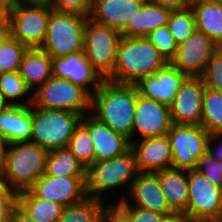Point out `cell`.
Instances as JSON below:
<instances>
[{"label":"cell","instance_id":"ab89813d","mask_svg":"<svg viewBox=\"0 0 222 222\" xmlns=\"http://www.w3.org/2000/svg\"><path fill=\"white\" fill-rule=\"evenodd\" d=\"M18 193L0 183V222H10L13 208L17 205Z\"/></svg>","mask_w":222,"mask_h":222},{"label":"cell","instance_id":"9a60e30c","mask_svg":"<svg viewBox=\"0 0 222 222\" xmlns=\"http://www.w3.org/2000/svg\"><path fill=\"white\" fill-rule=\"evenodd\" d=\"M205 85L200 77H187L170 106L173 124L199 125Z\"/></svg>","mask_w":222,"mask_h":222},{"label":"cell","instance_id":"5bb4252c","mask_svg":"<svg viewBox=\"0 0 222 222\" xmlns=\"http://www.w3.org/2000/svg\"><path fill=\"white\" fill-rule=\"evenodd\" d=\"M37 197L63 206L76 204L84 200L86 176L53 177L43 174L29 188Z\"/></svg>","mask_w":222,"mask_h":222},{"label":"cell","instance_id":"52a82bcc","mask_svg":"<svg viewBox=\"0 0 222 222\" xmlns=\"http://www.w3.org/2000/svg\"><path fill=\"white\" fill-rule=\"evenodd\" d=\"M92 95L68 79L52 76L35 92L33 106L45 110H69L85 115L91 112Z\"/></svg>","mask_w":222,"mask_h":222},{"label":"cell","instance_id":"6da1fadb","mask_svg":"<svg viewBox=\"0 0 222 222\" xmlns=\"http://www.w3.org/2000/svg\"><path fill=\"white\" fill-rule=\"evenodd\" d=\"M137 88L104 79L92 94L91 113L112 130L132 141Z\"/></svg>","mask_w":222,"mask_h":222},{"label":"cell","instance_id":"f5cc1de1","mask_svg":"<svg viewBox=\"0 0 222 222\" xmlns=\"http://www.w3.org/2000/svg\"><path fill=\"white\" fill-rule=\"evenodd\" d=\"M8 20V12L0 6V24Z\"/></svg>","mask_w":222,"mask_h":222},{"label":"cell","instance_id":"ffe728a7","mask_svg":"<svg viewBox=\"0 0 222 222\" xmlns=\"http://www.w3.org/2000/svg\"><path fill=\"white\" fill-rule=\"evenodd\" d=\"M139 173H156L172 167V151L167 135L131 141Z\"/></svg>","mask_w":222,"mask_h":222},{"label":"cell","instance_id":"f546056e","mask_svg":"<svg viewBox=\"0 0 222 222\" xmlns=\"http://www.w3.org/2000/svg\"><path fill=\"white\" fill-rule=\"evenodd\" d=\"M108 204L86 197L79 203L66 206L58 222H102V215Z\"/></svg>","mask_w":222,"mask_h":222},{"label":"cell","instance_id":"f1b7e54d","mask_svg":"<svg viewBox=\"0 0 222 222\" xmlns=\"http://www.w3.org/2000/svg\"><path fill=\"white\" fill-rule=\"evenodd\" d=\"M0 92L10 105L31 106L33 92L19 71L0 74Z\"/></svg>","mask_w":222,"mask_h":222},{"label":"cell","instance_id":"9c48e42d","mask_svg":"<svg viewBox=\"0 0 222 222\" xmlns=\"http://www.w3.org/2000/svg\"><path fill=\"white\" fill-rule=\"evenodd\" d=\"M167 136L172 151V167L196 169L197 161L207 150L209 132L201 124H172Z\"/></svg>","mask_w":222,"mask_h":222},{"label":"cell","instance_id":"8fae6325","mask_svg":"<svg viewBox=\"0 0 222 222\" xmlns=\"http://www.w3.org/2000/svg\"><path fill=\"white\" fill-rule=\"evenodd\" d=\"M189 198L183 215L190 221L222 215L221 188L196 169L187 170Z\"/></svg>","mask_w":222,"mask_h":222},{"label":"cell","instance_id":"d6986e66","mask_svg":"<svg viewBox=\"0 0 222 222\" xmlns=\"http://www.w3.org/2000/svg\"><path fill=\"white\" fill-rule=\"evenodd\" d=\"M52 70L54 77L68 79L85 88L91 95L104 80L87 61L83 52L52 58Z\"/></svg>","mask_w":222,"mask_h":222},{"label":"cell","instance_id":"7402d4cb","mask_svg":"<svg viewBox=\"0 0 222 222\" xmlns=\"http://www.w3.org/2000/svg\"><path fill=\"white\" fill-rule=\"evenodd\" d=\"M32 105H10L0 113V138L6 143L30 141Z\"/></svg>","mask_w":222,"mask_h":222},{"label":"cell","instance_id":"816d5d0a","mask_svg":"<svg viewBox=\"0 0 222 222\" xmlns=\"http://www.w3.org/2000/svg\"><path fill=\"white\" fill-rule=\"evenodd\" d=\"M8 106H10V104L6 101L5 97L0 92V113Z\"/></svg>","mask_w":222,"mask_h":222},{"label":"cell","instance_id":"f907efd6","mask_svg":"<svg viewBox=\"0 0 222 222\" xmlns=\"http://www.w3.org/2000/svg\"><path fill=\"white\" fill-rule=\"evenodd\" d=\"M193 222H222V215L221 216H214V217H205Z\"/></svg>","mask_w":222,"mask_h":222},{"label":"cell","instance_id":"7dc6e473","mask_svg":"<svg viewBox=\"0 0 222 222\" xmlns=\"http://www.w3.org/2000/svg\"><path fill=\"white\" fill-rule=\"evenodd\" d=\"M16 0H0V6L4 8L8 13L11 12L17 5Z\"/></svg>","mask_w":222,"mask_h":222},{"label":"cell","instance_id":"7c38bea8","mask_svg":"<svg viewBox=\"0 0 222 222\" xmlns=\"http://www.w3.org/2000/svg\"><path fill=\"white\" fill-rule=\"evenodd\" d=\"M219 46L205 33L195 30L184 42L178 44L171 64L187 77H200L206 63Z\"/></svg>","mask_w":222,"mask_h":222},{"label":"cell","instance_id":"8992f818","mask_svg":"<svg viewBox=\"0 0 222 222\" xmlns=\"http://www.w3.org/2000/svg\"><path fill=\"white\" fill-rule=\"evenodd\" d=\"M89 16L52 10L40 49L51 58L83 52L84 29Z\"/></svg>","mask_w":222,"mask_h":222},{"label":"cell","instance_id":"f35d334b","mask_svg":"<svg viewBox=\"0 0 222 222\" xmlns=\"http://www.w3.org/2000/svg\"><path fill=\"white\" fill-rule=\"evenodd\" d=\"M50 6L59 12L82 16H89L91 12V0H51Z\"/></svg>","mask_w":222,"mask_h":222},{"label":"cell","instance_id":"3957f363","mask_svg":"<svg viewBox=\"0 0 222 222\" xmlns=\"http://www.w3.org/2000/svg\"><path fill=\"white\" fill-rule=\"evenodd\" d=\"M169 62L146 37L122 36L113 73L107 80L136 84L143 77L154 74Z\"/></svg>","mask_w":222,"mask_h":222},{"label":"cell","instance_id":"f6af8a7d","mask_svg":"<svg viewBox=\"0 0 222 222\" xmlns=\"http://www.w3.org/2000/svg\"><path fill=\"white\" fill-rule=\"evenodd\" d=\"M7 146L8 143H6L2 138H0V179L3 175L5 167V156H6Z\"/></svg>","mask_w":222,"mask_h":222},{"label":"cell","instance_id":"ee69618b","mask_svg":"<svg viewBox=\"0 0 222 222\" xmlns=\"http://www.w3.org/2000/svg\"><path fill=\"white\" fill-rule=\"evenodd\" d=\"M10 222H36L32 217L25 213L18 205H16L11 213Z\"/></svg>","mask_w":222,"mask_h":222},{"label":"cell","instance_id":"5b68a950","mask_svg":"<svg viewBox=\"0 0 222 222\" xmlns=\"http://www.w3.org/2000/svg\"><path fill=\"white\" fill-rule=\"evenodd\" d=\"M82 117L69 110H45L32 105L30 141L47 151L65 148Z\"/></svg>","mask_w":222,"mask_h":222},{"label":"cell","instance_id":"681fc988","mask_svg":"<svg viewBox=\"0 0 222 222\" xmlns=\"http://www.w3.org/2000/svg\"><path fill=\"white\" fill-rule=\"evenodd\" d=\"M18 4H45L50 5L51 0H16Z\"/></svg>","mask_w":222,"mask_h":222},{"label":"cell","instance_id":"ba28073f","mask_svg":"<svg viewBox=\"0 0 222 222\" xmlns=\"http://www.w3.org/2000/svg\"><path fill=\"white\" fill-rule=\"evenodd\" d=\"M121 32L92 21H86L83 53L87 61L107 79L114 70Z\"/></svg>","mask_w":222,"mask_h":222},{"label":"cell","instance_id":"cb8c5ba5","mask_svg":"<svg viewBox=\"0 0 222 222\" xmlns=\"http://www.w3.org/2000/svg\"><path fill=\"white\" fill-rule=\"evenodd\" d=\"M171 12L169 8L146 1L121 34L124 37H146L155 29L168 25Z\"/></svg>","mask_w":222,"mask_h":222},{"label":"cell","instance_id":"b9f144b4","mask_svg":"<svg viewBox=\"0 0 222 222\" xmlns=\"http://www.w3.org/2000/svg\"><path fill=\"white\" fill-rule=\"evenodd\" d=\"M102 222H130L128 217L115 205L109 203L103 212Z\"/></svg>","mask_w":222,"mask_h":222},{"label":"cell","instance_id":"277c9868","mask_svg":"<svg viewBox=\"0 0 222 222\" xmlns=\"http://www.w3.org/2000/svg\"><path fill=\"white\" fill-rule=\"evenodd\" d=\"M47 153L31 141L8 144L0 183L17 193L29 189L44 174Z\"/></svg>","mask_w":222,"mask_h":222},{"label":"cell","instance_id":"2e32d148","mask_svg":"<svg viewBox=\"0 0 222 222\" xmlns=\"http://www.w3.org/2000/svg\"><path fill=\"white\" fill-rule=\"evenodd\" d=\"M187 76L170 62L154 74L143 77L136 84L138 94L171 106Z\"/></svg>","mask_w":222,"mask_h":222},{"label":"cell","instance_id":"484cf974","mask_svg":"<svg viewBox=\"0 0 222 222\" xmlns=\"http://www.w3.org/2000/svg\"><path fill=\"white\" fill-rule=\"evenodd\" d=\"M196 30L205 33L222 47V2L197 0L191 3Z\"/></svg>","mask_w":222,"mask_h":222},{"label":"cell","instance_id":"e0dca14e","mask_svg":"<svg viewBox=\"0 0 222 222\" xmlns=\"http://www.w3.org/2000/svg\"><path fill=\"white\" fill-rule=\"evenodd\" d=\"M124 201L130 206L168 216L176 214L170 208L155 173H138Z\"/></svg>","mask_w":222,"mask_h":222},{"label":"cell","instance_id":"1f68e13d","mask_svg":"<svg viewBox=\"0 0 222 222\" xmlns=\"http://www.w3.org/2000/svg\"><path fill=\"white\" fill-rule=\"evenodd\" d=\"M67 148L86 169L94 163L93 140L88 128L82 122L76 127Z\"/></svg>","mask_w":222,"mask_h":222},{"label":"cell","instance_id":"603a6c76","mask_svg":"<svg viewBox=\"0 0 222 222\" xmlns=\"http://www.w3.org/2000/svg\"><path fill=\"white\" fill-rule=\"evenodd\" d=\"M170 208L183 214L188 205L189 186L187 170L166 168L155 173Z\"/></svg>","mask_w":222,"mask_h":222},{"label":"cell","instance_id":"83f0119b","mask_svg":"<svg viewBox=\"0 0 222 222\" xmlns=\"http://www.w3.org/2000/svg\"><path fill=\"white\" fill-rule=\"evenodd\" d=\"M44 174L53 177L86 176V168L65 147L48 151Z\"/></svg>","mask_w":222,"mask_h":222},{"label":"cell","instance_id":"74e56055","mask_svg":"<svg viewBox=\"0 0 222 222\" xmlns=\"http://www.w3.org/2000/svg\"><path fill=\"white\" fill-rule=\"evenodd\" d=\"M196 170L218 187H222V160L216 161L207 151L197 161Z\"/></svg>","mask_w":222,"mask_h":222},{"label":"cell","instance_id":"e575fe53","mask_svg":"<svg viewBox=\"0 0 222 222\" xmlns=\"http://www.w3.org/2000/svg\"><path fill=\"white\" fill-rule=\"evenodd\" d=\"M146 38L156 47L168 62L175 57L178 44L175 42L168 25L150 32Z\"/></svg>","mask_w":222,"mask_h":222},{"label":"cell","instance_id":"d590c367","mask_svg":"<svg viewBox=\"0 0 222 222\" xmlns=\"http://www.w3.org/2000/svg\"><path fill=\"white\" fill-rule=\"evenodd\" d=\"M200 78L206 87L222 92V47H219L206 63Z\"/></svg>","mask_w":222,"mask_h":222},{"label":"cell","instance_id":"4fadbf2b","mask_svg":"<svg viewBox=\"0 0 222 222\" xmlns=\"http://www.w3.org/2000/svg\"><path fill=\"white\" fill-rule=\"evenodd\" d=\"M172 124L169 106L141 96L137 91L132 141L165 136Z\"/></svg>","mask_w":222,"mask_h":222},{"label":"cell","instance_id":"ac0fdd59","mask_svg":"<svg viewBox=\"0 0 222 222\" xmlns=\"http://www.w3.org/2000/svg\"><path fill=\"white\" fill-rule=\"evenodd\" d=\"M81 122L88 128L93 140L94 162L123 155L131 148V142L127 137L112 130L91 112L83 115Z\"/></svg>","mask_w":222,"mask_h":222},{"label":"cell","instance_id":"bcb514c9","mask_svg":"<svg viewBox=\"0 0 222 222\" xmlns=\"http://www.w3.org/2000/svg\"><path fill=\"white\" fill-rule=\"evenodd\" d=\"M11 36L9 20L0 24V46Z\"/></svg>","mask_w":222,"mask_h":222},{"label":"cell","instance_id":"d6a6232c","mask_svg":"<svg viewBox=\"0 0 222 222\" xmlns=\"http://www.w3.org/2000/svg\"><path fill=\"white\" fill-rule=\"evenodd\" d=\"M168 27L177 44L184 42L195 30V17L189 7L172 11L169 16Z\"/></svg>","mask_w":222,"mask_h":222},{"label":"cell","instance_id":"60d3db41","mask_svg":"<svg viewBox=\"0 0 222 222\" xmlns=\"http://www.w3.org/2000/svg\"><path fill=\"white\" fill-rule=\"evenodd\" d=\"M216 160H222V131L209 134L207 150Z\"/></svg>","mask_w":222,"mask_h":222},{"label":"cell","instance_id":"4dcf8cb0","mask_svg":"<svg viewBox=\"0 0 222 222\" xmlns=\"http://www.w3.org/2000/svg\"><path fill=\"white\" fill-rule=\"evenodd\" d=\"M201 125L209 134L222 131V92L206 86L202 101Z\"/></svg>","mask_w":222,"mask_h":222},{"label":"cell","instance_id":"44dd1931","mask_svg":"<svg viewBox=\"0 0 222 222\" xmlns=\"http://www.w3.org/2000/svg\"><path fill=\"white\" fill-rule=\"evenodd\" d=\"M147 0H93L89 18L121 32Z\"/></svg>","mask_w":222,"mask_h":222},{"label":"cell","instance_id":"c3c4849f","mask_svg":"<svg viewBox=\"0 0 222 222\" xmlns=\"http://www.w3.org/2000/svg\"><path fill=\"white\" fill-rule=\"evenodd\" d=\"M164 222H190L183 214L168 216Z\"/></svg>","mask_w":222,"mask_h":222},{"label":"cell","instance_id":"836d02e7","mask_svg":"<svg viewBox=\"0 0 222 222\" xmlns=\"http://www.w3.org/2000/svg\"><path fill=\"white\" fill-rule=\"evenodd\" d=\"M28 47L10 36L0 46V74L19 71L20 63Z\"/></svg>","mask_w":222,"mask_h":222},{"label":"cell","instance_id":"4316f807","mask_svg":"<svg viewBox=\"0 0 222 222\" xmlns=\"http://www.w3.org/2000/svg\"><path fill=\"white\" fill-rule=\"evenodd\" d=\"M17 205L36 222H58L65 208L37 197L30 189L18 192Z\"/></svg>","mask_w":222,"mask_h":222},{"label":"cell","instance_id":"7a4b0ae2","mask_svg":"<svg viewBox=\"0 0 222 222\" xmlns=\"http://www.w3.org/2000/svg\"><path fill=\"white\" fill-rule=\"evenodd\" d=\"M138 173L135 154L131 148L123 155L94 162L86 169L87 196L106 203L112 201V204L122 201L126 198ZM111 193L113 196L115 194L117 200H112ZM116 193L121 195L118 196Z\"/></svg>","mask_w":222,"mask_h":222},{"label":"cell","instance_id":"30bf717a","mask_svg":"<svg viewBox=\"0 0 222 222\" xmlns=\"http://www.w3.org/2000/svg\"><path fill=\"white\" fill-rule=\"evenodd\" d=\"M52 10L50 5L45 4H17L8 13L11 36L28 48H40Z\"/></svg>","mask_w":222,"mask_h":222},{"label":"cell","instance_id":"d4e9b609","mask_svg":"<svg viewBox=\"0 0 222 222\" xmlns=\"http://www.w3.org/2000/svg\"><path fill=\"white\" fill-rule=\"evenodd\" d=\"M19 73L35 92L53 76L52 58L40 48H28L20 63Z\"/></svg>","mask_w":222,"mask_h":222},{"label":"cell","instance_id":"db71d44e","mask_svg":"<svg viewBox=\"0 0 222 222\" xmlns=\"http://www.w3.org/2000/svg\"><path fill=\"white\" fill-rule=\"evenodd\" d=\"M190 3L194 2V1H197V0H188Z\"/></svg>","mask_w":222,"mask_h":222},{"label":"cell","instance_id":"8d00e7d4","mask_svg":"<svg viewBox=\"0 0 222 222\" xmlns=\"http://www.w3.org/2000/svg\"><path fill=\"white\" fill-rule=\"evenodd\" d=\"M130 222H164L168 215L128 205L124 200L114 203Z\"/></svg>","mask_w":222,"mask_h":222},{"label":"cell","instance_id":"7bdbcfd3","mask_svg":"<svg viewBox=\"0 0 222 222\" xmlns=\"http://www.w3.org/2000/svg\"><path fill=\"white\" fill-rule=\"evenodd\" d=\"M158 6L169 8L172 11L183 10L190 7L191 3L188 0H147Z\"/></svg>","mask_w":222,"mask_h":222}]
</instances>
